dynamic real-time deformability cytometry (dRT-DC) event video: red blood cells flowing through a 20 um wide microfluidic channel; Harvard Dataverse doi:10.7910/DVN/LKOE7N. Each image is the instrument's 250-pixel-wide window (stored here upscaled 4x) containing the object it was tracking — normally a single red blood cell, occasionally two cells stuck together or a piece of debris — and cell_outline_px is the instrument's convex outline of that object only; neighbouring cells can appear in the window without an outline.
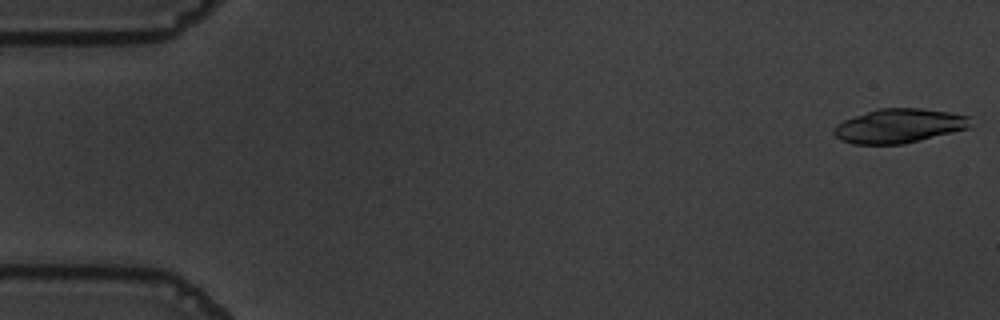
{"species": "common noctule bat (a hibernating species)", "species_latin": "Nyctalus noctula", "temperature_condition": "warm", "stored_images_in_passage": 19, "camera_frame_rate_fps": 3000, "um_per_image_px": 0.085, "animal": {"sex": "male", "body_mass_g": 19.5, "forearm_length_mm": 54.6}, "frame": {"image": 1, "passage_image": 1, "time_ms": 0.0, "image_size_px": [1000, 320], "cell_outline_px": [[972, 116], [968, 128], [904, 144], [852, 144], [840, 140], [832, 132], [832, 128], [836, 124], [844, 120], [876, 108], [920, 108], [948, 112]], "centroid_in_image_um": [76.38, 10.69], "position_along_channel_um": 8.6, "area_um2": 27.28}}
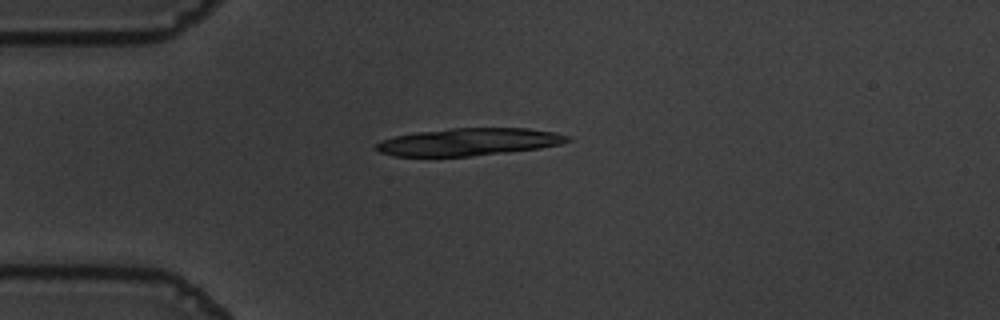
{"frame": {"image": 2, "passage_image": 14, "time_ms": 4.333, "image_size_px": [1000, 320], "cell_outline_px": [[572, 140], [560, 144], [540, 148], [468, 156], [392, 156], [380, 152], [372, 148], [380, 140], [396, 136], [416, 132], [452, 128], [528, 128], [556, 132], [568, 136]], "centroid_in_image_um": [39.82, 12.05], "position_along_channel_um": 45.2, "area_um2": 30.52}}